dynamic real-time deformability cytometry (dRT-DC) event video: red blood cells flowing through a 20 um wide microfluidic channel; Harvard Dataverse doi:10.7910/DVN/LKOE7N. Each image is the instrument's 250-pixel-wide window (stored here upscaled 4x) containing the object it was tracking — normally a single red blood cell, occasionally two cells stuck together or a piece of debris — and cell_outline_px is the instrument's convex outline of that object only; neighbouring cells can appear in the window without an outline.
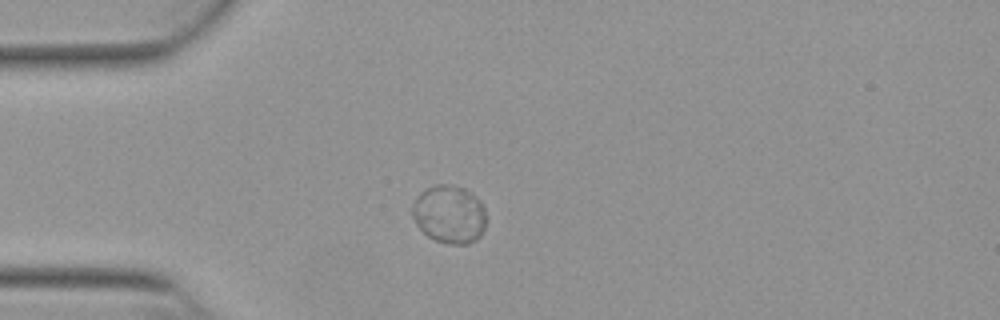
{"species": "Egyptian fruit bat (a non-hibernating species)", "species_latin": "Rousettus aegyptiacus", "temperature_condition": "warm", "stored_images_in_passage": 40, "camera_frame_rate_fps": 3000, "um_per_image_px": 0.085, "animal": {"sex": "female"}, "frame": {"image": 1, "passage_image": 1, "time_ms": 0.0, "image_size_px": [1000, 320], "cell_outline_px": [[484, 228], [480, 236], [476, 240], [464, 244], [448, 244], [436, 240], [428, 236], [416, 224], [412, 216], [412, 204], [416, 196], [420, 192], [436, 184], [444, 184], [464, 188], [472, 192], [480, 200], [484, 208]], "centroid_in_image_um": [38.17, 18.2], "position_along_channel_um": 46.8, "area_um2": 24.97}}
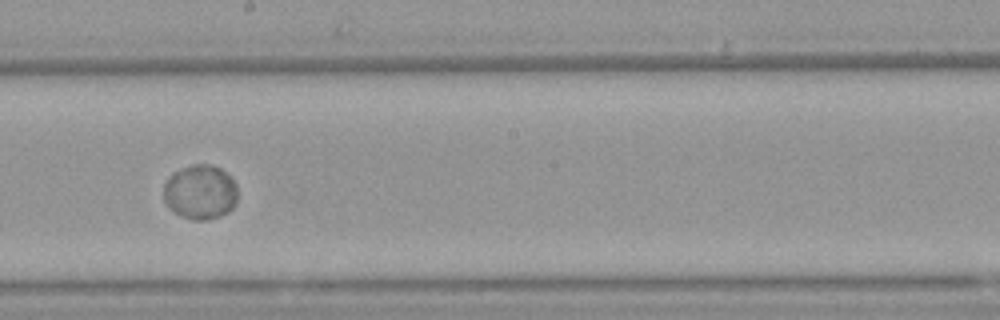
{"frame": {"image": 2, "passage_image": 17, "time_ms": 5.333, "image_size_px": [1000, 320], "cell_outline_px": [[236, 204], [228, 212], [220, 216], [208, 220], [192, 220], [168, 208], [164, 200], [164, 184], [168, 176], [172, 172], [180, 168], [192, 164], [212, 164], [220, 168], [236, 184]], "centroid_in_image_um": [17.0, 16.32], "position_along_channel_um": 231.2, "area_um2": 23.64}}
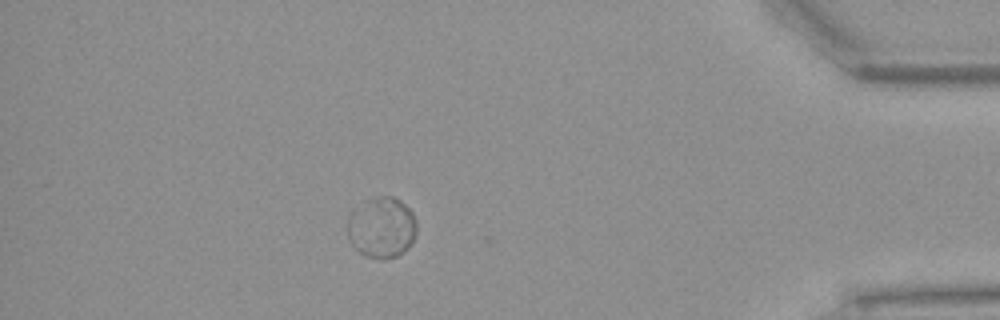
{"frame": {"image": 3, "passage_image": 34, "time_ms": 11.0, "image_size_px": [1000, 320], "cell_outline_px": [[416, 236], [412, 244], [404, 252], [396, 256], [384, 260], [380, 260], [364, 256], [352, 248], [348, 240], [348, 212], [352, 208], [364, 200], [380, 196], [392, 196], [400, 200], [412, 212], [416, 220]], "centroid_in_image_um": [32.41, 19.35], "position_along_channel_um": 402.8, "area_um2": 25.37}}